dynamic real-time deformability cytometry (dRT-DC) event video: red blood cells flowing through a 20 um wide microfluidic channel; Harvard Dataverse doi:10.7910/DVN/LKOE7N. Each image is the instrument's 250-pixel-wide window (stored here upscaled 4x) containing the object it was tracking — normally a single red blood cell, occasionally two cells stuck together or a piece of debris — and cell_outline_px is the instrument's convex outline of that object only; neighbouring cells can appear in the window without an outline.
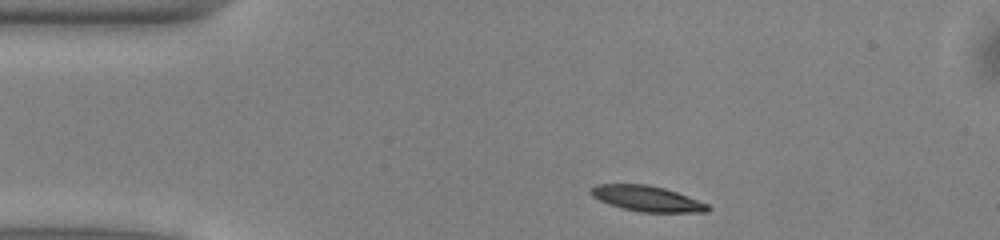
{"species": "common noctule bat (a hibernating species)", "species_latin": "Nyctalus noctula", "temperature_condition": "warm", "stored_images_in_passage": 42, "camera_frame_rate_fps": 3000, "um_per_image_px": 0.085, "animal": {"sex": "male", "body_mass_g": 13.0, "forearm_length_mm": 53.1}, "frame": {"image": 1, "passage_image": 1, "time_ms": 0.0, "image_size_px": [1000, 240], "cell_outline_px": [[712, 208], [708, 212], [640, 212], [608, 204], [592, 196], [588, 192], [596, 184], [648, 184], [664, 188], [676, 192], [708, 204]], "centroid_in_image_um": [54.99, 16.88], "position_along_channel_um": 30.0, "area_um2": 17.34}}
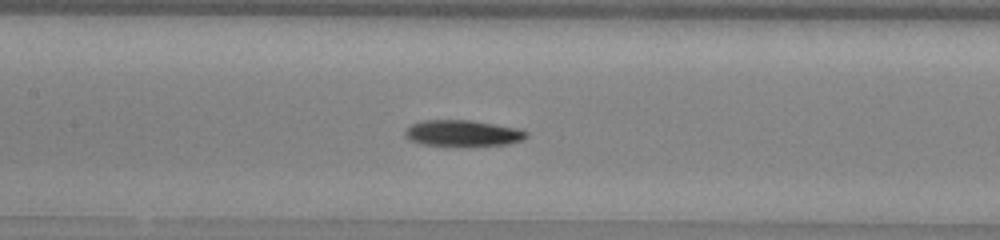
{"frame": {"image": 2, "passage_image": 15, "time_ms": 4.667, "image_size_px": [1000, 240], "cell_outline_px": [[528, 136], [520, 140], [508, 144], [444, 148], [424, 144], [412, 140], [404, 136], [404, 128], [420, 120], [472, 120], [516, 128], [528, 132]], "centroid_in_image_um": [39.27, 11.35], "position_along_channel_um": 168.1, "area_um2": 19.07}}
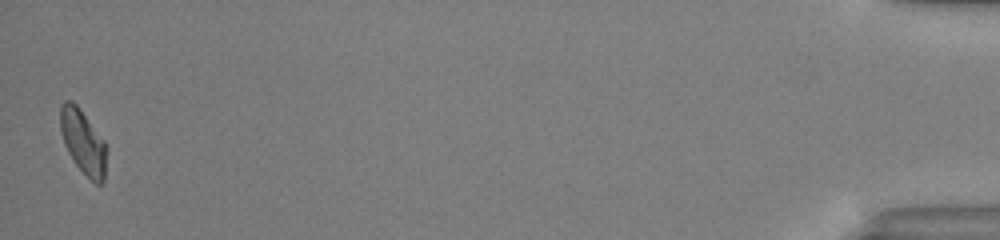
{"frame": {"image": 3, "passage_image": 42, "time_ms": 13.667, "image_size_px": [1000, 240], "cell_outline_px": [[108, 152], [104, 180], [100, 184], [96, 184], [76, 164], [68, 152], [64, 144], [60, 132], [60, 104], [64, 100], [72, 100], [80, 108], [104, 140], [108, 148]], "centroid_in_image_um": [7.07, 12.03], "position_along_channel_um": 428.1, "area_um2": 17.51}, "authors_computed_cell_mechanics": {"area_um2": 17.9758, "velocity_mm_per_s": 4.0163, "shape_relaxation_time_tau1_ms": 4.93, "shape_relaxation_time_tau2_ms": null, "deformation_change_tau1": 0.1429, "deformation_change_tau2": null}}